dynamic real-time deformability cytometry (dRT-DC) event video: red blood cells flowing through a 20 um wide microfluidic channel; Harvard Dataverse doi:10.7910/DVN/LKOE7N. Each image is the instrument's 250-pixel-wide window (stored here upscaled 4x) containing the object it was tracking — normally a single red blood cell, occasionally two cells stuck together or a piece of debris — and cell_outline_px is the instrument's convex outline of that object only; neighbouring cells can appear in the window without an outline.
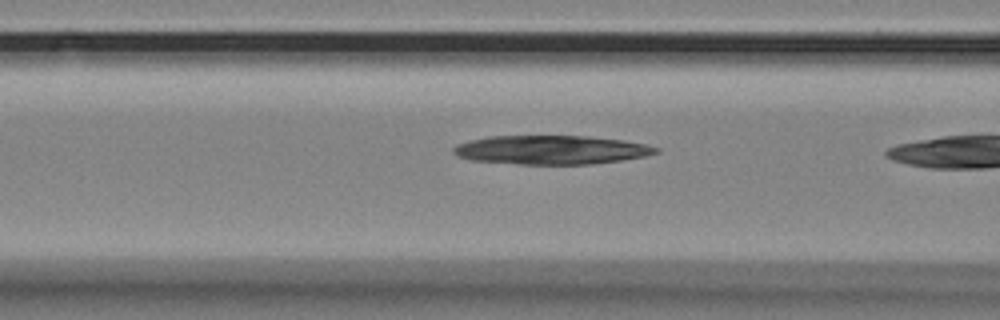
{"species": "Egyptian fruit bat (a non-hibernating species)", "species_latin": "Rousettus aegyptiacus", "temperature_condition": "room temperature", "stored_images_in_passage": 19, "camera_frame_rate_fps": 3000, "um_per_image_px": 0.085, "animal": {"sex": "female"}, "frame": {"image": 1, "passage_image": 18, "time_ms": 5.667, "image_size_px": [1000, 320], "cell_outline_px": [[660, 152], [644, 156], [620, 160], [592, 164], [520, 164], [472, 160], [460, 156], [452, 152], [452, 148], [456, 144], [488, 136], [588, 136], [624, 140], [644, 144], [660, 148]], "centroid_in_image_um": [46.86, 12.73], "position_along_channel_um": 119.7, "area_um2": 33.93}}